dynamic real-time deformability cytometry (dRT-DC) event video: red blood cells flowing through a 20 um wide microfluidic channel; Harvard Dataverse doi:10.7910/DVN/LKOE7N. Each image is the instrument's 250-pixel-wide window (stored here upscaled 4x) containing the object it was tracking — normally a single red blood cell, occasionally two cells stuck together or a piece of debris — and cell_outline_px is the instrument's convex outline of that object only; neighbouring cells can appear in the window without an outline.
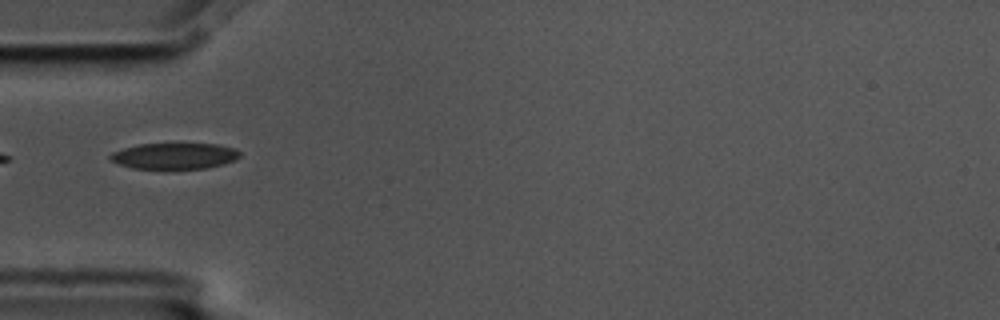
{"species": "common noctule bat (a hibernating species)", "species_latin": "Nyctalus noctula", "temperature_condition": "cold", "stored_images_in_passage": 2, "camera_frame_rate_fps": 3000, "um_per_image_px": 0.085, "animal": {"sex": "male", "body_mass_g": 17.5, "forearm_length_mm": 52.3}, "frame": {"image": 1, "passage_image": 1, "time_ms": 0.0, "image_size_px": [1000, 320], "cell_outline_px": [[240, 156], [236, 160], [224, 164], [204, 168], [132, 168], [108, 160], [108, 156], [112, 152], [124, 148], [140, 144], [216, 144], [236, 148], [240, 152]], "centroid_in_image_um": [14.84, 13.25], "position_along_channel_um": 70.2, "area_um2": 19.59}}